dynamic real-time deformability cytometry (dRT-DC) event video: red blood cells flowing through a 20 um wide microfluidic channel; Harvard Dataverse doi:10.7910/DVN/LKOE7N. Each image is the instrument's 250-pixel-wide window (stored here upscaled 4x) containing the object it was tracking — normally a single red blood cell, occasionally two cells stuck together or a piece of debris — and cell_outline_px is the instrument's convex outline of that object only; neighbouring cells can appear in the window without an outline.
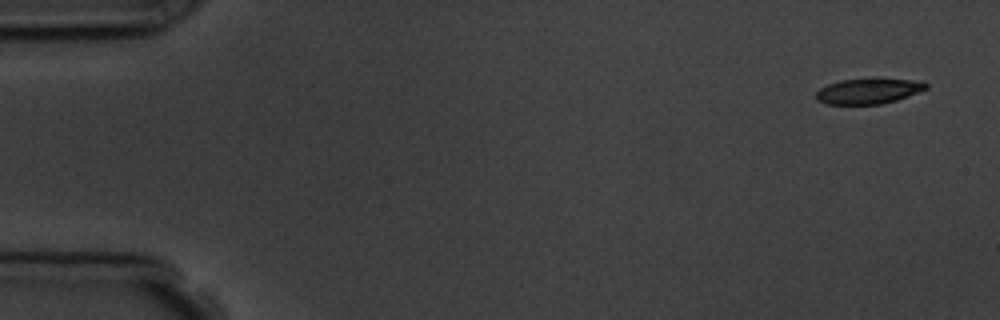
{"species": "common noctule bat (a hibernating species)", "species_latin": "Nyctalus noctula", "temperature_condition": "room temperature", "stored_images_in_passage": 5, "camera_frame_rate_fps": 3000, "um_per_image_px": 0.085, "animal": {"sex": "male", "body_mass_g": 19.5, "forearm_length_mm": 54.6}, "frame": {"image": 1, "passage_image": 1, "time_ms": 0.0, "image_size_px": [1000, 320], "cell_outline_px": [[928, 88], [908, 96], [896, 100], [880, 104], [828, 104], [816, 100], [816, 92], [820, 88], [828, 84], [840, 80], [876, 76], [912, 80], [928, 84]], "centroid_in_image_um": [73.81, 7.7], "position_along_channel_um": 11.2, "area_um2": 16.76}}
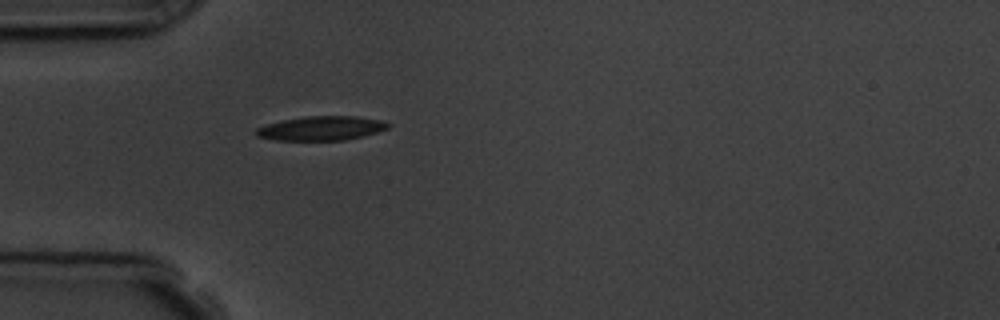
{"frame": {"image": 2, "passage_image": 5, "time_ms": 4.667, "image_size_px": [1000, 320], "cell_outline_px": [[392, 124], [388, 128], [376, 132], [344, 140], [276, 140], [256, 136], [256, 128], [268, 124], [284, 120], [304, 116], [356, 116], [380, 120]], "centroid_in_image_um": [27.31, 10.9], "position_along_channel_um": 57.7, "area_um2": 18.38}}